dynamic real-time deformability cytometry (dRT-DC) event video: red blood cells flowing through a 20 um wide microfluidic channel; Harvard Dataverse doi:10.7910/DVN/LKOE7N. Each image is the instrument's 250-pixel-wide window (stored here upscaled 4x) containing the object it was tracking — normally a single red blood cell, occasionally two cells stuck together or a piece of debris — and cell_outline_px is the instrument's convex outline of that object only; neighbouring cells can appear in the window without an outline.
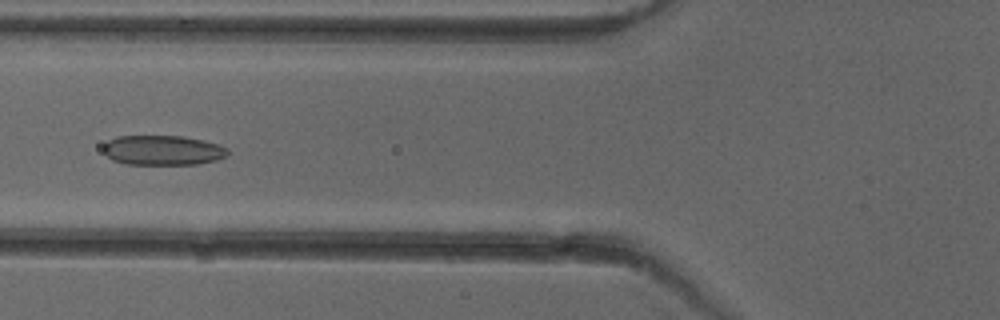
{"species": "common noctule bat (a hibernating species)", "species_latin": "Nyctalus noctula", "temperature_condition": "cold", "stored_images_in_passage": 54, "camera_frame_rate_fps": 3000, "um_per_image_px": 0.085, "animal": {"sex": "female"}, "frame": {"image": 1, "passage_image": 21, "time_ms": 6.667, "image_size_px": [1000, 320], "cell_outline_px": [[228, 156], [216, 160], [196, 164], [124, 164], [112, 160], [104, 152], [104, 144], [108, 140], [116, 136], [184, 136], [204, 140], [228, 148]], "centroid_in_image_um": [13.83, 12.77], "position_along_channel_um": 112.0, "area_um2": 21.68}}
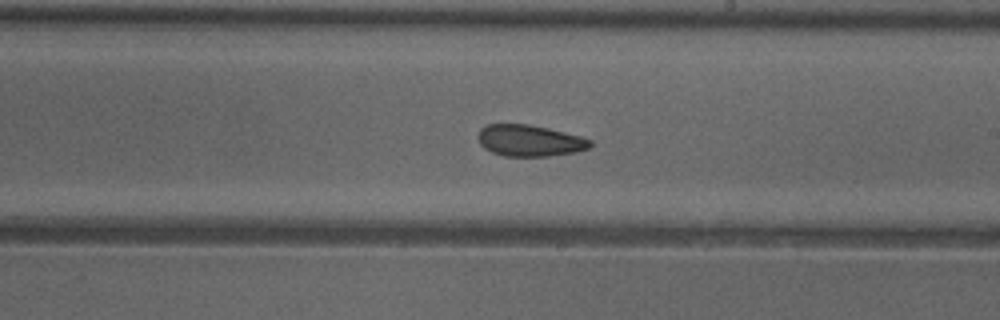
{"frame": {"image": 2, "passage_image": 31, "time_ms": 10.0, "image_size_px": [1000, 320], "cell_outline_px": [[592, 144], [588, 148], [576, 152], [548, 156], [504, 156], [492, 152], [484, 148], [480, 144], [476, 136], [480, 128], [488, 124], [528, 124], [548, 128], [580, 136], [592, 140]], "centroid_in_image_um": [44.99, 11.95], "position_along_channel_um": 244.0, "area_um2": 20.63}}
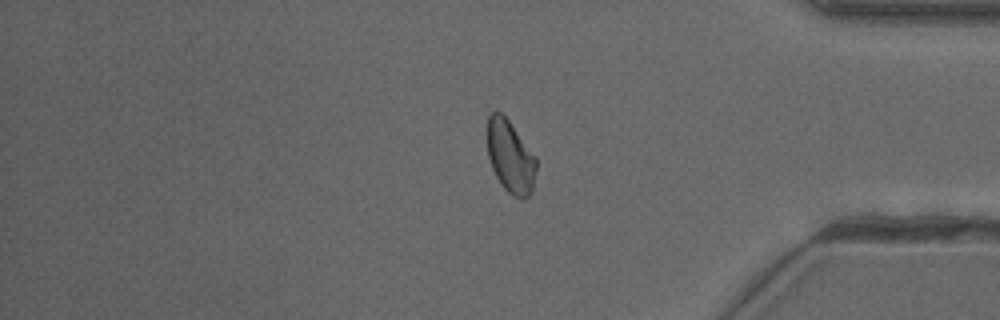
{"frame": {"image": 3, "passage_image": 44, "time_ms": 14.333, "image_size_px": [1000, 320], "cell_outline_px": [[536, 172], [532, 192], [528, 196], [512, 196], [504, 188], [496, 176], [492, 168], [488, 156], [484, 132], [488, 116], [492, 112], [500, 112], [508, 120], [536, 156]], "centroid_in_image_um": [43.33, 13.27], "position_along_channel_um": 391.9, "area_um2": 20.98}, "authors_computed_cell_mechanics": {"area_um2": 21.4727, "velocity_mm_per_s": 3.9484, "shape_relaxation_time_tau1_ms": null, "shape_relaxation_time_tau2_ms": 3.0445, "deformation_change_tau1": null, "deformation_change_tau2": 0.0888}}